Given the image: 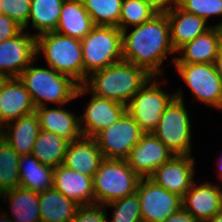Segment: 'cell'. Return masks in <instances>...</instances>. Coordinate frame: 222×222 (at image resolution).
I'll use <instances>...</instances> for the list:
<instances>
[{"label": "cell", "mask_w": 222, "mask_h": 222, "mask_svg": "<svg viewBox=\"0 0 222 222\" xmlns=\"http://www.w3.org/2000/svg\"><path fill=\"white\" fill-rule=\"evenodd\" d=\"M176 53L170 41L166 14L157 13L150 20L122 31L123 60L144 68L151 76H162L165 59Z\"/></svg>", "instance_id": "obj_1"}, {"label": "cell", "mask_w": 222, "mask_h": 222, "mask_svg": "<svg viewBox=\"0 0 222 222\" xmlns=\"http://www.w3.org/2000/svg\"><path fill=\"white\" fill-rule=\"evenodd\" d=\"M151 77L144 68L122 60L92 72L86 82L78 86L75 99L93 93L127 105Z\"/></svg>", "instance_id": "obj_2"}, {"label": "cell", "mask_w": 222, "mask_h": 222, "mask_svg": "<svg viewBox=\"0 0 222 222\" xmlns=\"http://www.w3.org/2000/svg\"><path fill=\"white\" fill-rule=\"evenodd\" d=\"M32 62L18 76L31 95L35 107L48 106V102L58 106L75 99L79 84L70 76L52 68L33 66Z\"/></svg>", "instance_id": "obj_3"}, {"label": "cell", "mask_w": 222, "mask_h": 222, "mask_svg": "<svg viewBox=\"0 0 222 222\" xmlns=\"http://www.w3.org/2000/svg\"><path fill=\"white\" fill-rule=\"evenodd\" d=\"M36 56H44L47 66L84 84L81 40L57 32L36 36Z\"/></svg>", "instance_id": "obj_4"}, {"label": "cell", "mask_w": 222, "mask_h": 222, "mask_svg": "<svg viewBox=\"0 0 222 222\" xmlns=\"http://www.w3.org/2000/svg\"><path fill=\"white\" fill-rule=\"evenodd\" d=\"M166 106L152 133L174 154L192 155V122L181 88Z\"/></svg>", "instance_id": "obj_5"}, {"label": "cell", "mask_w": 222, "mask_h": 222, "mask_svg": "<svg viewBox=\"0 0 222 222\" xmlns=\"http://www.w3.org/2000/svg\"><path fill=\"white\" fill-rule=\"evenodd\" d=\"M84 83L96 71L123 60L122 31L118 27L95 25L81 40Z\"/></svg>", "instance_id": "obj_6"}, {"label": "cell", "mask_w": 222, "mask_h": 222, "mask_svg": "<svg viewBox=\"0 0 222 222\" xmlns=\"http://www.w3.org/2000/svg\"><path fill=\"white\" fill-rule=\"evenodd\" d=\"M140 179L126 160L104 158L93 176L95 204L106 205L135 193Z\"/></svg>", "instance_id": "obj_7"}, {"label": "cell", "mask_w": 222, "mask_h": 222, "mask_svg": "<svg viewBox=\"0 0 222 222\" xmlns=\"http://www.w3.org/2000/svg\"><path fill=\"white\" fill-rule=\"evenodd\" d=\"M159 83L158 76H152L126 105V112L145 133L156 128L166 106L175 97Z\"/></svg>", "instance_id": "obj_8"}, {"label": "cell", "mask_w": 222, "mask_h": 222, "mask_svg": "<svg viewBox=\"0 0 222 222\" xmlns=\"http://www.w3.org/2000/svg\"><path fill=\"white\" fill-rule=\"evenodd\" d=\"M172 65L191 90L194 100L222 112V80L214 64L173 63Z\"/></svg>", "instance_id": "obj_9"}, {"label": "cell", "mask_w": 222, "mask_h": 222, "mask_svg": "<svg viewBox=\"0 0 222 222\" xmlns=\"http://www.w3.org/2000/svg\"><path fill=\"white\" fill-rule=\"evenodd\" d=\"M144 133L126 112L117 122L100 131L94 139L104 158L125 160Z\"/></svg>", "instance_id": "obj_10"}, {"label": "cell", "mask_w": 222, "mask_h": 222, "mask_svg": "<svg viewBox=\"0 0 222 222\" xmlns=\"http://www.w3.org/2000/svg\"><path fill=\"white\" fill-rule=\"evenodd\" d=\"M136 193L140 200L142 222H163L182 207V197L157 185L150 178H141Z\"/></svg>", "instance_id": "obj_11"}, {"label": "cell", "mask_w": 222, "mask_h": 222, "mask_svg": "<svg viewBox=\"0 0 222 222\" xmlns=\"http://www.w3.org/2000/svg\"><path fill=\"white\" fill-rule=\"evenodd\" d=\"M174 154L152 133H144L125 159L129 167L140 177L149 178Z\"/></svg>", "instance_id": "obj_12"}, {"label": "cell", "mask_w": 222, "mask_h": 222, "mask_svg": "<svg viewBox=\"0 0 222 222\" xmlns=\"http://www.w3.org/2000/svg\"><path fill=\"white\" fill-rule=\"evenodd\" d=\"M36 36L23 29L18 35L0 43V72L18 78L32 62L37 61Z\"/></svg>", "instance_id": "obj_13"}, {"label": "cell", "mask_w": 222, "mask_h": 222, "mask_svg": "<svg viewBox=\"0 0 222 222\" xmlns=\"http://www.w3.org/2000/svg\"><path fill=\"white\" fill-rule=\"evenodd\" d=\"M195 158L192 155H174L149 177L157 185L183 197L195 182Z\"/></svg>", "instance_id": "obj_14"}, {"label": "cell", "mask_w": 222, "mask_h": 222, "mask_svg": "<svg viewBox=\"0 0 222 222\" xmlns=\"http://www.w3.org/2000/svg\"><path fill=\"white\" fill-rule=\"evenodd\" d=\"M84 111L85 113L79 116L81 133L83 136L94 138L126 113V105L91 93Z\"/></svg>", "instance_id": "obj_15"}, {"label": "cell", "mask_w": 222, "mask_h": 222, "mask_svg": "<svg viewBox=\"0 0 222 222\" xmlns=\"http://www.w3.org/2000/svg\"><path fill=\"white\" fill-rule=\"evenodd\" d=\"M220 187L221 183L197 184L195 181L182 197V207L199 222H207L222 211Z\"/></svg>", "instance_id": "obj_16"}, {"label": "cell", "mask_w": 222, "mask_h": 222, "mask_svg": "<svg viewBox=\"0 0 222 222\" xmlns=\"http://www.w3.org/2000/svg\"><path fill=\"white\" fill-rule=\"evenodd\" d=\"M222 43V28L213 26L206 33L195 37L176 51L173 63L213 64Z\"/></svg>", "instance_id": "obj_17"}, {"label": "cell", "mask_w": 222, "mask_h": 222, "mask_svg": "<svg viewBox=\"0 0 222 222\" xmlns=\"http://www.w3.org/2000/svg\"><path fill=\"white\" fill-rule=\"evenodd\" d=\"M53 187L79 206L95 204L93 177L71 170L63 164L54 169Z\"/></svg>", "instance_id": "obj_18"}, {"label": "cell", "mask_w": 222, "mask_h": 222, "mask_svg": "<svg viewBox=\"0 0 222 222\" xmlns=\"http://www.w3.org/2000/svg\"><path fill=\"white\" fill-rule=\"evenodd\" d=\"M31 95L19 78H10L0 92V128L35 112Z\"/></svg>", "instance_id": "obj_19"}, {"label": "cell", "mask_w": 222, "mask_h": 222, "mask_svg": "<svg viewBox=\"0 0 222 222\" xmlns=\"http://www.w3.org/2000/svg\"><path fill=\"white\" fill-rule=\"evenodd\" d=\"M170 25V41L175 52L195 37L206 33L213 25L195 14L186 12L177 4L165 13Z\"/></svg>", "instance_id": "obj_20"}, {"label": "cell", "mask_w": 222, "mask_h": 222, "mask_svg": "<svg viewBox=\"0 0 222 222\" xmlns=\"http://www.w3.org/2000/svg\"><path fill=\"white\" fill-rule=\"evenodd\" d=\"M103 159L95 139L82 135L69 143L63 165L83 175L93 177Z\"/></svg>", "instance_id": "obj_21"}, {"label": "cell", "mask_w": 222, "mask_h": 222, "mask_svg": "<svg viewBox=\"0 0 222 222\" xmlns=\"http://www.w3.org/2000/svg\"><path fill=\"white\" fill-rule=\"evenodd\" d=\"M64 106L55 108H49V105L48 107L41 106L35 109V113L38 116L41 130L55 133L71 142L82 136L79 116L68 109L65 110Z\"/></svg>", "instance_id": "obj_22"}, {"label": "cell", "mask_w": 222, "mask_h": 222, "mask_svg": "<svg viewBox=\"0 0 222 222\" xmlns=\"http://www.w3.org/2000/svg\"><path fill=\"white\" fill-rule=\"evenodd\" d=\"M39 131V119L37 114L33 112L5 124L0 128V136L4 138L20 156H24L32 153Z\"/></svg>", "instance_id": "obj_23"}, {"label": "cell", "mask_w": 222, "mask_h": 222, "mask_svg": "<svg viewBox=\"0 0 222 222\" xmlns=\"http://www.w3.org/2000/svg\"><path fill=\"white\" fill-rule=\"evenodd\" d=\"M94 26L82 0H65L55 32L82 40Z\"/></svg>", "instance_id": "obj_24"}, {"label": "cell", "mask_w": 222, "mask_h": 222, "mask_svg": "<svg viewBox=\"0 0 222 222\" xmlns=\"http://www.w3.org/2000/svg\"><path fill=\"white\" fill-rule=\"evenodd\" d=\"M2 198L10 207L12 222H41L39 193L17 187L4 192Z\"/></svg>", "instance_id": "obj_25"}, {"label": "cell", "mask_w": 222, "mask_h": 222, "mask_svg": "<svg viewBox=\"0 0 222 222\" xmlns=\"http://www.w3.org/2000/svg\"><path fill=\"white\" fill-rule=\"evenodd\" d=\"M54 169L51 166L41 164L33 154L21 156L18 164L19 187L37 193L52 188Z\"/></svg>", "instance_id": "obj_26"}, {"label": "cell", "mask_w": 222, "mask_h": 222, "mask_svg": "<svg viewBox=\"0 0 222 222\" xmlns=\"http://www.w3.org/2000/svg\"><path fill=\"white\" fill-rule=\"evenodd\" d=\"M41 222H71L79 205L54 187L39 193Z\"/></svg>", "instance_id": "obj_27"}, {"label": "cell", "mask_w": 222, "mask_h": 222, "mask_svg": "<svg viewBox=\"0 0 222 222\" xmlns=\"http://www.w3.org/2000/svg\"><path fill=\"white\" fill-rule=\"evenodd\" d=\"M69 143L55 133L40 129L31 154L41 164L56 168L63 164Z\"/></svg>", "instance_id": "obj_28"}, {"label": "cell", "mask_w": 222, "mask_h": 222, "mask_svg": "<svg viewBox=\"0 0 222 222\" xmlns=\"http://www.w3.org/2000/svg\"><path fill=\"white\" fill-rule=\"evenodd\" d=\"M65 0H31L28 23L37 30L35 36L54 32ZM31 20V21H30Z\"/></svg>", "instance_id": "obj_29"}, {"label": "cell", "mask_w": 222, "mask_h": 222, "mask_svg": "<svg viewBox=\"0 0 222 222\" xmlns=\"http://www.w3.org/2000/svg\"><path fill=\"white\" fill-rule=\"evenodd\" d=\"M20 155L0 136V189L3 192L19 187Z\"/></svg>", "instance_id": "obj_30"}, {"label": "cell", "mask_w": 222, "mask_h": 222, "mask_svg": "<svg viewBox=\"0 0 222 222\" xmlns=\"http://www.w3.org/2000/svg\"><path fill=\"white\" fill-rule=\"evenodd\" d=\"M122 2L123 0H82L95 25L118 28Z\"/></svg>", "instance_id": "obj_31"}, {"label": "cell", "mask_w": 222, "mask_h": 222, "mask_svg": "<svg viewBox=\"0 0 222 222\" xmlns=\"http://www.w3.org/2000/svg\"><path fill=\"white\" fill-rule=\"evenodd\" d=\"M157 12L142 0H123L121 7V14L119 18V29L123 31L140 25L153 16Z\"/></svg>", "instance_id": "obj_32"}, {"label": "cell", "mask_w": 222, "mask_h": 222, "mask_svg": "<svg viewBox=\"0 0 222 222\" xmlns=\"http://www.w3.org/2000/svg\"><path fill=\"white\" fill-rule=\"evenodd\" d=\"M104 206L115 209L110 222H142L140 200L136 192Z\"/></svg>", "instance_id": "obj_33"}, {"label": "cell", "mask_w": 222, "mask_h": 222, "mask_svg": "<svg viewBox=\"0 0 222 222\" xmlns=\"http://www.w3.org/2000/svg\"><path fill=\"white\" fill-rule=\"evenodd\" d=\"M177 5L186 12L195 14L207 22L210 17L222 15V0H177ZM213 26L222 28V21Z\"/></svg>", "instance_id": "obj_34"}, {"label": "cell", "mask_w": 222, "mask_h": 222, "mask_svg": "<svg viewBox=\"0 0 222 222\" xmlns=\"http://www.w3.org/2000/svg\"><path fill=\"white\" fill-rule=\"evenodd\" d=\"M3 14L16 21L24 30L28 29L31 0H1Z\"/></svg>", "instance_id": "obj_35"}, {"label": "cell", "mask_w": 222, "mask_h": 222, "mask_svg": "<svg viewBox=\"0 0 222 222\" xmlns=\"http://www.w3.org/2000/svg\"><path fill=\"white\" fill-rule=\"evenodd\" d=\"M107 207L101 204L79 206L71 222H109Z\"/></svg>", "instance_id": "obj_36"}, {"label": "cell", "mask_w": 222, "mask_h": 222, "mask_svg": "<svg viewBox=\"0 0 222 222\" xmlns=\"http://www.w3.org/2000/svg\"><path fill=\"white\" fill-rule=\"evenodd\" d=\"M23 30L16 21L10 19L4 14H0V43L13 38Z\"/></svg>", "instance_id": "obj_37"}, {"label": "cell", "mask_w": 222, "mask_h": 222, "mask_svg": "<svg viewBox=\"0 0 222 222\" xmlns=\"http://www.w3.org/2000/svg\"><path fill=\"white\" fill-rule=\"evenodd\" d=\"M157 13H168L176 4L177 0H142Z\"/></svg>", "instance_id": "obj_38"}, {"label": "cell", "mask_w": 222, "mask_h": 222, "mask_svg": "<svg viewBox=\"0 0 222 222\" xmlns=\"http://www.w3.org/2000/svg\"><path fill=\"white\" fill-rule=\"evenodd\" d=\"M163 222H199L188 211L181 207L178 211L174 212Z\"/></svg>", "instance_id": "obj_39"}, {"label": "cell", "mask_w": 222, "mask_h": 222, "mask_svg": "<svg viewBox=\"0 0 222 222\" xmlns=\"http://www.w3.org/2000/svg\"><path fill=\"white\" fill-rule=\"evenodd\" d=\"M213 64L215 66L216 72L218 73V75L222 80V43L220 45L218 55Z\"/></svg>", "instance_id": "obj_40"}, {"label": "cell", "mask_w": 222, "mask_h": 222, "mask_svg": "<svg viewBox=\"0 0 222 222\" xmlns=\"http://www.w3.org/2000/svg\"><path fill=\"white\" fill-rule=\"evenodd\" d=\"M9 77L6 73L0 72V92L2 91L4 85L8 82Z\"/></svg>", "instance_id": "obj_41"}, {"label": "cell", "mask_w": 222, "mask_h": 222, "mask_svg": "<svg viewBox=\"0 0 222 222\" xmlns=\"http://www.w3.org/2000/svg\"><path fill=\"white\" fill-rule=\"evenodd\" d=\"M1 213H0V222H12L10 219V215L7 214L5 211H2V209H0ZM9 216V217H8Z\"/></svg>", "instance_id": "obj_42"}, {"label": "cell", "mask_w": 222, "mask_h": 222, "mask_svg": "<svg viewBox=\"0 0 222 222\" xmlns=\"http://www.w3.org/2000/svg\"><path fill=\"white\" fill-rule=\"evenodd\" d=\"M207 222H222V211L220 213H217L216 215H214Z\"/></svg>", "instance_id": "obj_43"}, {"label": "cell", "mask_w": 222, "mask_h": 222, "mask_svg": "<svg viewBox=\"0 0 222 222\" xmlns=\"http://www.w3.org/2000/svg\"><path fill=\"white\" fill-rule=\"evenodd\" d=\"M218 161H217V163H218V165H219V170L217 169V175H219L218 177L220 178V180L222 181V157H220V158H218L217 159Z\"/></svg>", "instance_id": "obj_44"}, {"label": "cell", "mask_w": 222, "mask_h": 222, "mask_svg": "<svg viewBox=\"0 0 222 222\" xmlns=\"http://www.w3.org/2000/svg\"><path fill=\"white\" fill-rule=\"evenodd\" d=\"M0 14H3L2 1L0 0Z\"/></svg>", "instance_id": "obj_45"}, {"label": "cell", "mask_w": 222, "mask_h": 222, "mask_svg": "<svg viewBox=\"0 0 222 222\" xmlns=\"http://www.w3.org/2000/svg\"><path fill=\"white\" fill-rule=\"evenodd\" d=\"M220 191H221V207H222V188L220 187Z\"/></svg>", "instance_id": "obj_46"}, {"label": "cell", "mask_w": 222, "mask_h": 222, "mask_svg": "<svg viewBox=\"0 0 222 222\" xmlns=\"http://www.w3.org/2000/svg\"><path fill=\"white\" fill-rule=\"evenodd\" d=\"M3 193L4 192L0 189V198H2Z\"/></svg>", "instance_id": "obj_47"}]
</instances>
